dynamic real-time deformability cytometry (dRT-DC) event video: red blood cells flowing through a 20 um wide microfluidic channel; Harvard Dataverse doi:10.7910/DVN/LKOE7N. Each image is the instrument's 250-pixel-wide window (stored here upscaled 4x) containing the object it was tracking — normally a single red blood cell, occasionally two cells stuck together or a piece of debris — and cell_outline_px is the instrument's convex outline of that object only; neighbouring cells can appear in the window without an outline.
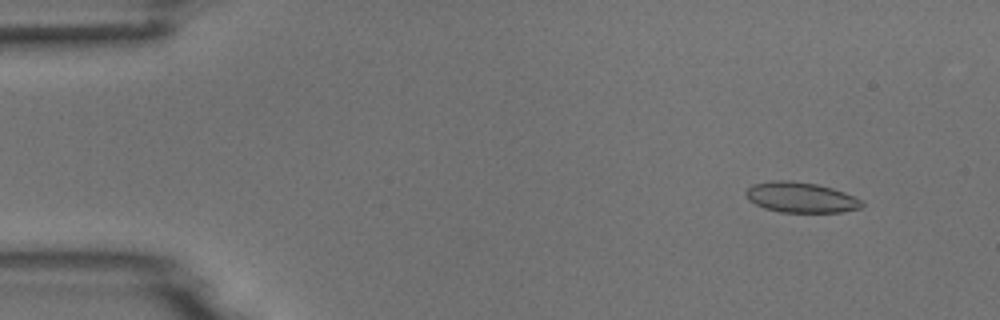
{"species": "common noctule bat (a hibernating species)", "species_latin": "Nyctalus noctula", "temperature_condition": "room temperature", "stored_images_in_passage": 5, "camera_frame_rate_fps": 3000, "um_per_image_px": 0.085, "animal": {"sex": "male", "body_mass_g": 18.8}, "frame": {"image": 1, "passage_image": 2, "time_ms": 1.333, "image_size_px": [1000, 320], "cell_outline_px": [[864, 204], [860, 208], [840, 212], [780, 212], [764, 208], [748, 200], [744, 192], [752, 184], [772, 180], [788, 180], [816, 184], [832, 188], [844, 192], [860, 200]], "centroid_in_image_um": [68.02, 16.77], "position_along_channel_um": 17.0, "area_um2": 20.46}}
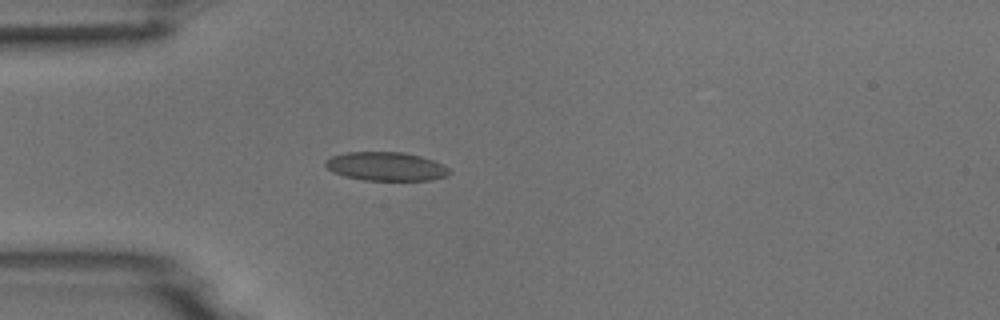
{"frame": {"image": 2, "passage_image": 5, "time_ms": 4.667, "image_size_px": [1000, 320], "cell_outline_px": [[452, 172], [448, 176], [432, 180], [364, 180], [344, 176], [332, 172], [324, 164], [324, 160], [332, 156], [348, 152], [404, 152], [420, 156], [432, 160], [448, 168]], "centroid_in_image_um": [32.8, 14.15], "position_along_channel_um": 52.2, "area_um2": 20.75}}